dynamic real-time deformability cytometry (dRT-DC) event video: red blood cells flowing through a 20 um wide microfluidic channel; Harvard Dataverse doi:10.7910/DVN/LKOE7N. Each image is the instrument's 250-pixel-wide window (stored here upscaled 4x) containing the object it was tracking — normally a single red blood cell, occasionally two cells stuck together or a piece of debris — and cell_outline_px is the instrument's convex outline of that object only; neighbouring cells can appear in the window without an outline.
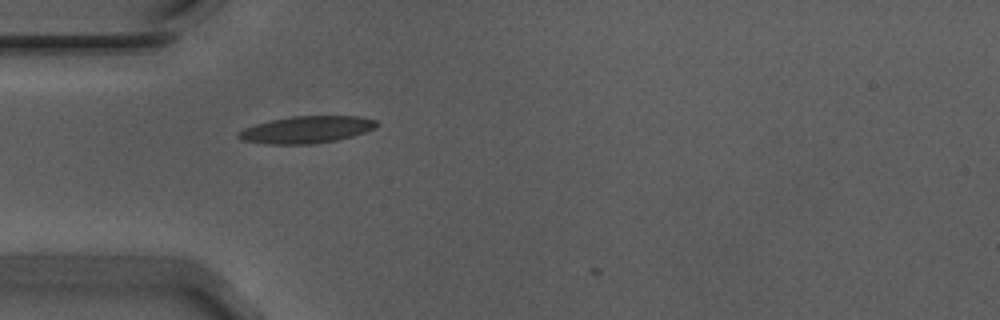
{"species": "Egyptian fruit bat (a non-hibernating species)", "species_latin": "Rousettus aegyptiacus", "temperature_condition": "warm", "stored_images_in_passage": 4, "camera_frame_rate_fps": 3000, "um_per_image_px": 0.085, "animal": {"sex": "male"}, "frame": {"image": 1, "passage_image": 1, "time_ms": 0.0, "image_size_px": [1000, 320], "cell_outline_px": [[380, 124], [376, 128], [352, 136], [336, 140], [312, 144], [264, 144], [244, 140], [236, 136], [236, 132], [244, 128], [256, 124], [272, 120], [292, 116], [356, 116], [376, 120]], "centroid_in_image_um": [26.05, 11.02], "position_along_channel_um": 58.9, "area_um2": 21.73}}